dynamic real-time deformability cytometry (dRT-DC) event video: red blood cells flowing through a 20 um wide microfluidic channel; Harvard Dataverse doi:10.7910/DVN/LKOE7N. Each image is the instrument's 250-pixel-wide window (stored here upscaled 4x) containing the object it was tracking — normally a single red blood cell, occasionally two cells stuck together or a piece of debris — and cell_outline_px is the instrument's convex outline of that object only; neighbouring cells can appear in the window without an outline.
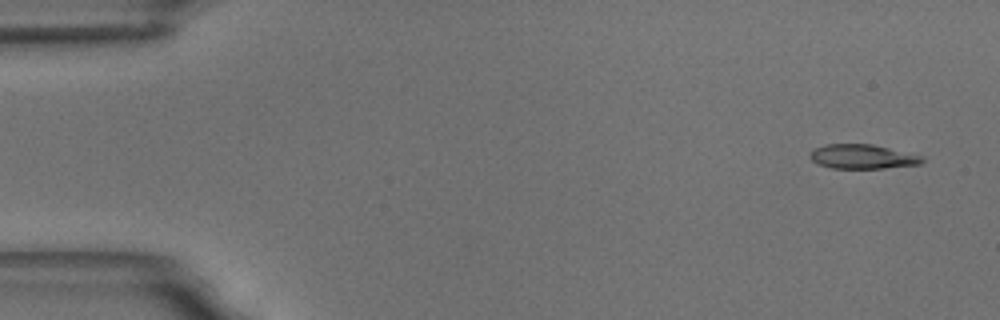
{"species": "common noctule bat (a hibernating species)", "species_latin": "Nyctalus noctula", "temperature_condition": "room temperature", "stored_images_in_passage": 4, "camera_frame_rate_fps": 3000, "um_per_image_px": 0.085, "animal": {"sex": "male", "body_mass_g": 18.8}, "frame": {"image": 1, "passage_image": 1, "time_ms": 0.0, "image_size_px": [1000, 320], "cell_outline_px": [[924, 160], [920, 164], [884, 168], [832, 168], [820, 164], [812, 160], [808, 156], [808, 152], [824, 144], [872, 144], [924, 156]], "centroid_in_image_um": [73.3, 13.3], "position_along_channel_um": 11.7, "area_um2": 15.9}}
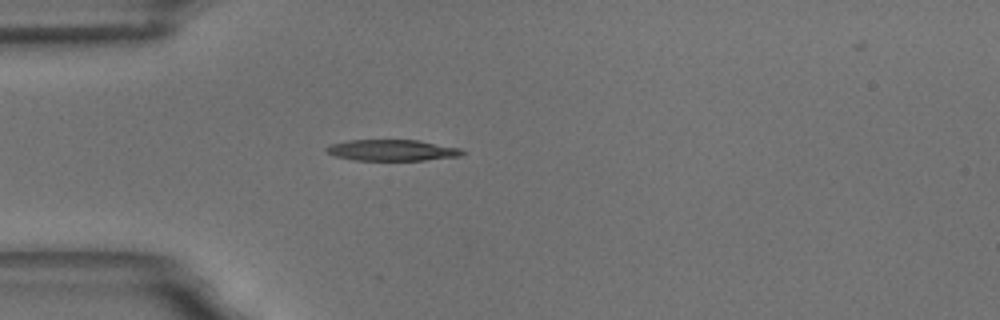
{"frame": {"image": 2, "passage_image": 4, "time_ms": 4.333, "image_size_px": [1000, 320], "cell_outline_px": [[468, 152], [460, 156], [424, 160], [352, 160], [336, 156], [328, 152], [324, 148], [332, 144], [348, 140], [420, 140], [460, 148]], "centroid_in_image_um": [33.37, 12.77], "position_along_channel_um": 51.6, "area_um2": 16.76}}